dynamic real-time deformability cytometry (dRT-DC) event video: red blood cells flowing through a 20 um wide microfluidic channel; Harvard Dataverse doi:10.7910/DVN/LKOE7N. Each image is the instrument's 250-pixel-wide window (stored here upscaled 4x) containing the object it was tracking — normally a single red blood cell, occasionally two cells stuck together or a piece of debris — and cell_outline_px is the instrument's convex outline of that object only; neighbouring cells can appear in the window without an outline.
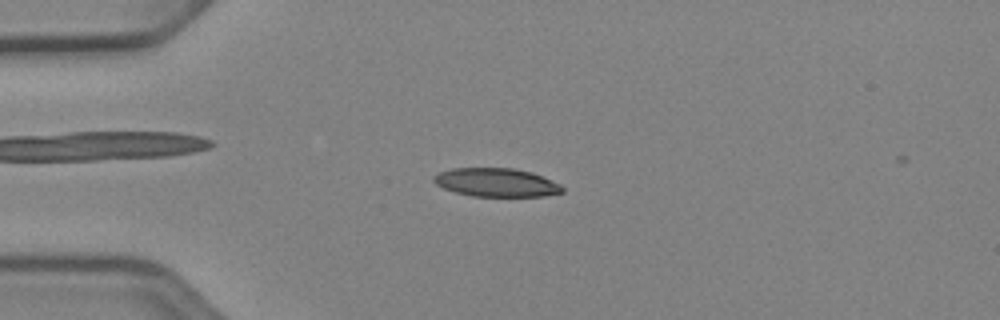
{"species": "Egyptian fruit bat (a non-hibernating species)", "species_latin": "Rousettus aegyptiacus", "temperature_condition": "cold", "stored_images_in_passage": 16, "camera_frame_rate_fps": 3000, "um_per_image_px": 0.085, "animal": {"sex": "female"}, "frame": {"image": 1, "passage_image": 13, "time_ms": 4.0, "image_size_px": [1000, 320], "cell_outline_px": [[564, 192], [544, 196], [472, 196], [456, 192], [444, 188], [436, 184], [432, 180], [440, 172], [452, 168], [512, 168], [532, 172], [560, 184], [564, 188]], "centroid_in_image_um": [42.21, 15.51], "position_along_channel_um": 42.8, "area_um2": 21.21}}